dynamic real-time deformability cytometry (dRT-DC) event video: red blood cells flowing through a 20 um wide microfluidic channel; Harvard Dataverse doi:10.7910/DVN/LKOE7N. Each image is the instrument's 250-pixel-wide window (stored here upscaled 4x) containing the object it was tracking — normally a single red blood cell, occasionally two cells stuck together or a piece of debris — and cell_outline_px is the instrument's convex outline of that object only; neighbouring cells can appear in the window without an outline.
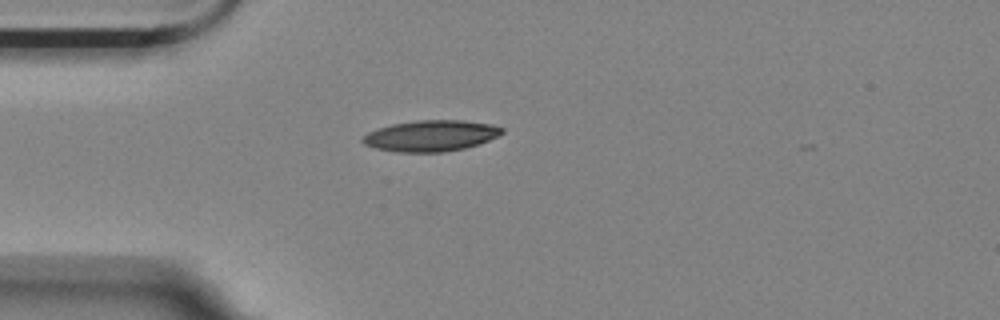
{"species": "Egyptian fruit bat (a non-hibernating species)", "species_latin": "Rousettus aegyptiacus", "temperature_condition": "room temperature", "stored_images_in_passage": 30, "camera_frame_rate_fps": 3000, "um_per_image_px": 0.085, "animal": {"sex": "female"}, "frame": {"image": 1, "passage_image": 1, "time_ms": 0.0, "image_size_px": [1000, 320], "cell_outline_px": [[504, 132], [500, 136], [480, 144], [464, 148], [444, 152], [396, 152], [376, 148], [364, 144], [360, 140], [368, 132], [376, 128], [392, 124], [416, 120], [464, 120], [492, 124], [504, 128]], "centroid_in_image_um": [36.65, 11.53], "position_along_channel_um": 48.3, "area_um2": 25.49}}
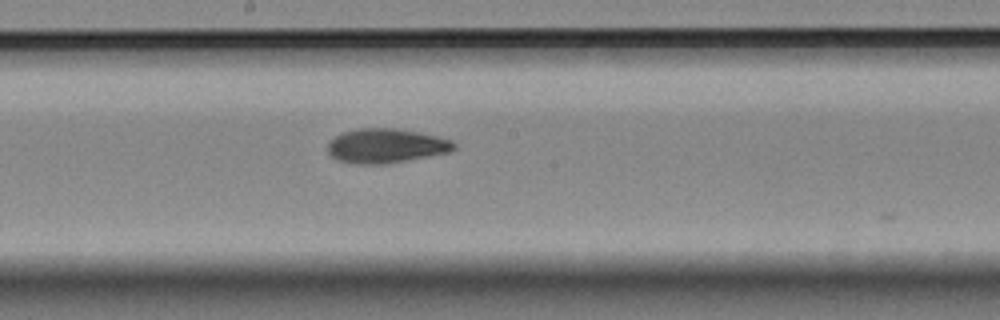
{"frame": {"image": 2, "passage_image": 16, "time_ms": 5.0, "image_size_px": [1000, 320], "cell_outline_px": [[456, 148], [448, 152], [384, 164], [356, 164], [336, 160], [328, 152], [328, 140], [344, 132], [356, 128], [396, 128], [420, 132], [440, 136], [452, 140], [456, 144]], "centroid_in_image_um": [32.8, 12.38], "position_along_channel_um": 215.4, "area_um2": 25.37}}
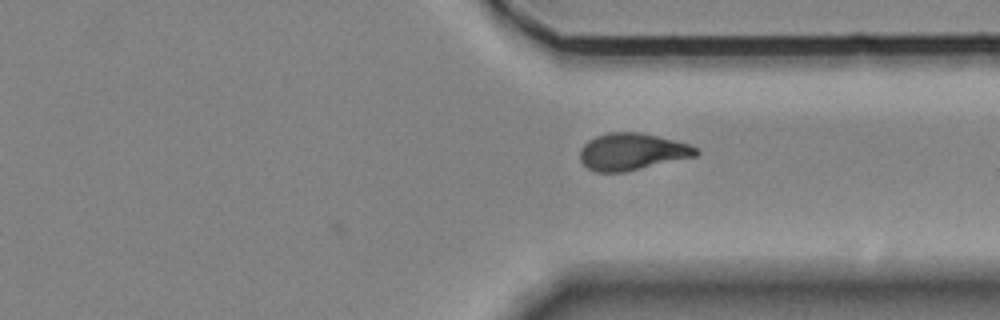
{"frame": {"image": 3, "passage_image": 28, "time_ms": 9.0, "image_size_px": [1000, 320], "cell_outline_px": [[700, 152], [696, 156], [624, 172], [596, 172], [588, 168], [580, 160], [580, 148], [588, 140], [596, 136], [608, 132], [640, 132], [688, 144], [696, 148]], "centroid_in_image_um": [53.69, 12.89], "position_along_channel_um": 357.7, "area_um2": 24.8}, "authors_computed_cell_mechanics": {"area_um2": 25.0274, "velocity_mm_per_s": 3.5545, "shape_relaxation_time_tau1_ms": 6.3386, "shape_relaxation_time_tau2_ms": 3.6692, "deformation_change_tau1": 0.1834, "deformation_change_tau2": 0.1032}}